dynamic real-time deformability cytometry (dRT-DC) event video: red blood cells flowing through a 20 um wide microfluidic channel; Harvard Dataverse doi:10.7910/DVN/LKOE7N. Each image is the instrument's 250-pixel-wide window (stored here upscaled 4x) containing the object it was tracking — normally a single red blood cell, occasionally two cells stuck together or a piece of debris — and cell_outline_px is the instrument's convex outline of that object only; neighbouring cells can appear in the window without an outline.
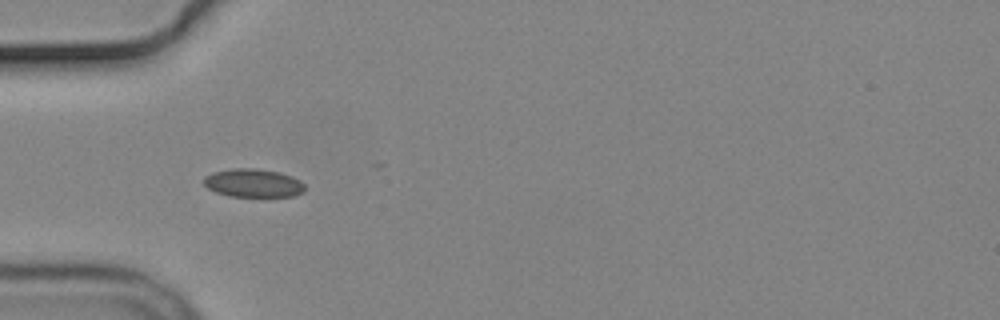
{"species": "common noctule bat (a hibernating species)", "species_latin": "Nyctalus noctula", "temperature_condition": "cold", "stored_images_in_passage": 5, "camera_frame_rate_fps": 3000, "um_per_image_px": 0.085, "animal": {"sex": "male", "body_mass_g": 19.2, "forearm_length_mm": 51.8}, "frame": {"image": 1, "passage_image": 5, "time_ms": 4.667, "image_size_px": [1000, 320], "cell_outline_px": [[304, 192], [296, 196], [232, 196], [216, 192], [208, 188], [204, 184], [204, 176], [212, 172], [232, 168], [256, 168], [280, 172], [292, 176], [300, 180], [304, 184]], "centroid_in_image_um": [21.54, 15.54], "position_along_channel_um": 63.5, "area_um2": 16.76}}